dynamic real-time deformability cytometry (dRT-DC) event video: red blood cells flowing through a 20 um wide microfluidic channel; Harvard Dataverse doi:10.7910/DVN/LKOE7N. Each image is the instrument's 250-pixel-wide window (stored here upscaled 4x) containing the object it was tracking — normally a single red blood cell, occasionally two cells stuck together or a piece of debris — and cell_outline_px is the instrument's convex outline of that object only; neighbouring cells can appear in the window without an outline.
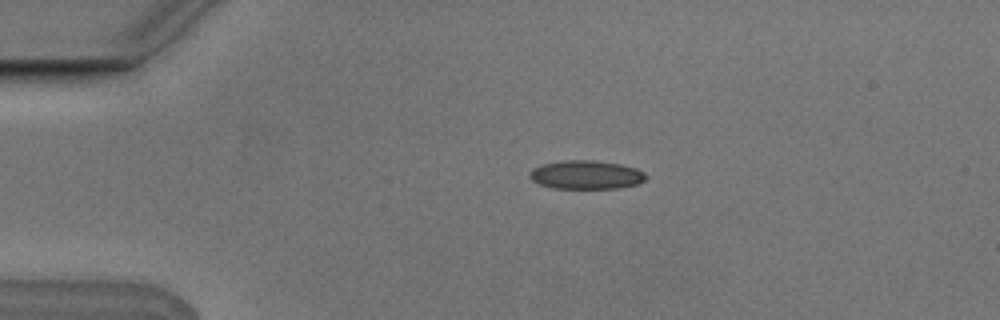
{"species": "Egyptian fruit bat (a non-hibernating species)", "species_latin": "Rousettus aegyptiacus", "temperature_condition": "cold", "stored_images_in_passage": 2, "camera_frame_rate_fps": 3000, "um_per_image_px": 0.085, "animal": {"sex": "male"}, "frame": {"image": 1, "passage_image": 1, "time_ms": 0.0, "image_size_px": [1000, 320], "cell_outline_px": [[648, 176], [644, 180], [636, 184], [620, 188], [552, 188], [540, 184], [532, 180], [528, 176], [528, 172], [532, 168], [544, 164], [568, 160], [592, 160], [620, 164], [636, 168], [644, 172]], "centroid_in_image_um": [49.81, 14.86], "position_along_channel_um": 35.2, "area_um2": 19.36}}